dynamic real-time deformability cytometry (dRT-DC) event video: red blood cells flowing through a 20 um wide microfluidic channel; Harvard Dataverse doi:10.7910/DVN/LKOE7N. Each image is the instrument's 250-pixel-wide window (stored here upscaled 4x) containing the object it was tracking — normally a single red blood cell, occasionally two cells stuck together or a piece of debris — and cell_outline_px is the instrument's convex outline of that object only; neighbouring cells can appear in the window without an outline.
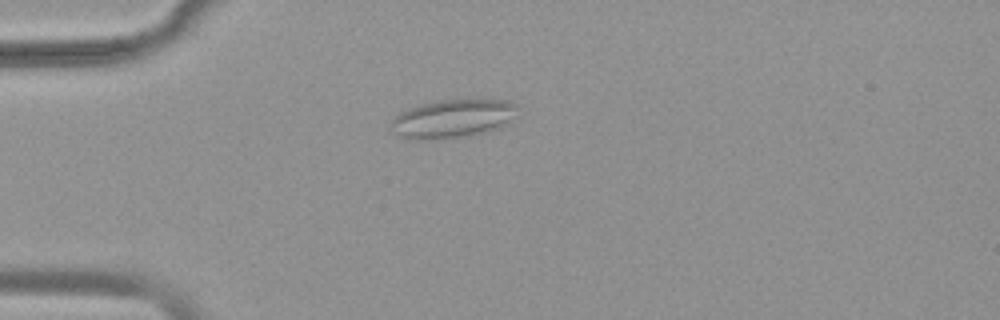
{"species": "common noctule bat (a hibernating species)", "species_latin": "Nyctalus noctula", "temperature_condition": "warm", "stored_images_in_passage": 42, "camera_frame_rate_fps": 3000, "um_per_image_px": 0.085, "animal": {"sex": "female", "body_mass_g": 19.9}, "frame": {"image": 1, "passage_image": 3, "time_ms": 0.667, "image_size_px": [1000, 320], "cell_outline_px": [[516, 116], [508, 124], [484, 132], [464, 136], [420, 140], [408, 140], [392, 132], [388, 128], [392, 120], [400, 112], [408, 108], [436, 100], [508, 100], [516, 104]], "centroid_in_image_um": [38.43, 10.09], "position_along_channel_um": 46.6, "area_um2": 28.38}}
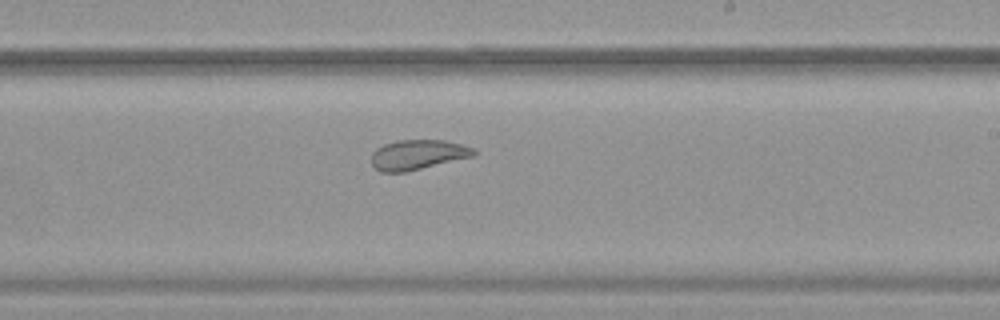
{"frame": {"image": 2, "passage_image": 21, "time_ms": 6.667, "image_size_px": [1000, 320], "cell_outline_px": [[476, 152], [472, 156], [404, 172], [380, 172], [372, 164], [372, 152], [376, 148], [384, 144], [396, 140], [444, 140], [476, 148]], "centroid_in_image_um": [35.48, 13.13], "position_along_channel_um": 253.5, "area_um2": 17.63}}
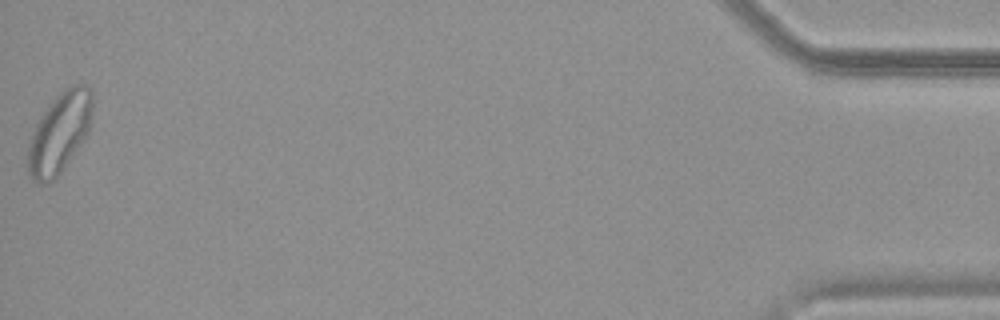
{"frame": {"image": 3, "passage_image": 42, "time_ms": 13.667, "image_size_px": [1000, 320], "cell_outline_px": [[92, 108], [88, 132], [60, 172], [52, 180], [40, 184], [32, 180], [28, 172], [28, 148], [36, 124], [52, 100], [60, 92], [72, 84], [88, 84], [92, 92]], "centroid_in_image_um": [5.06, 11.25], "position_along_channel_um": 430.1, "area_um2": 29.54}, "authors_computed_cell_mechanics": {"area_um2": 21.1837, "velocity_mm_per_s": 3.8078, "shape_relaxation_time_tau1_ms": null, "shape_relaxation_time_tau2_ms": 1.5412, "deformation_change_tau1": null, "deformation_change_tau2": 0.0837}}